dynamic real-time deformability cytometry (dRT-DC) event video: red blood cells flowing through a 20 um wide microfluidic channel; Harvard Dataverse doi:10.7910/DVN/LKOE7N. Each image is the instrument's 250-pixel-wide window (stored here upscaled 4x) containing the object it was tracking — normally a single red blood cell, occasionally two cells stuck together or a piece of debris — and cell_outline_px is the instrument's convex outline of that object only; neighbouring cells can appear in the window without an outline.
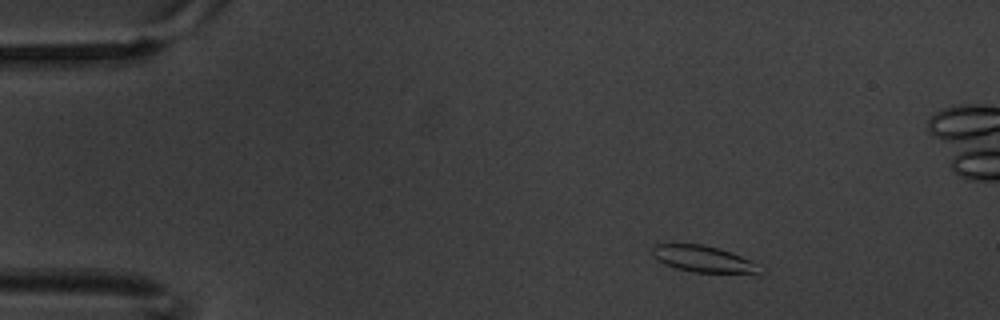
{"species": "common noctule bat (a hibernating species)", "species_latin": "Nyctalus noctula", "temperature_condition": "warm", "stored_images_in_passage": 5, "camera_frame_rate_fps": 3000, "um_per_image_px": 0.085, "animal": {"sex": "male", "body_mass_g": 20.1, "forearm_length_mm": 53.5}, "frame": {"image": 1, "passage_image": 2, "time_ms": 0.333, "image_size_px": [1000, 320], "cell_outline_px": [[768, 268], [764, 272], [692, 272], [676, 268], [664, 264], [656, 260], [652, 256], [652, 248], [656, 244], [704, 244], [732, 252], [752, 260]], "centroid_in_image_um": [59.82, 22.01], "position_along_channel_um": 25.2, "area_um2": 16.76}}